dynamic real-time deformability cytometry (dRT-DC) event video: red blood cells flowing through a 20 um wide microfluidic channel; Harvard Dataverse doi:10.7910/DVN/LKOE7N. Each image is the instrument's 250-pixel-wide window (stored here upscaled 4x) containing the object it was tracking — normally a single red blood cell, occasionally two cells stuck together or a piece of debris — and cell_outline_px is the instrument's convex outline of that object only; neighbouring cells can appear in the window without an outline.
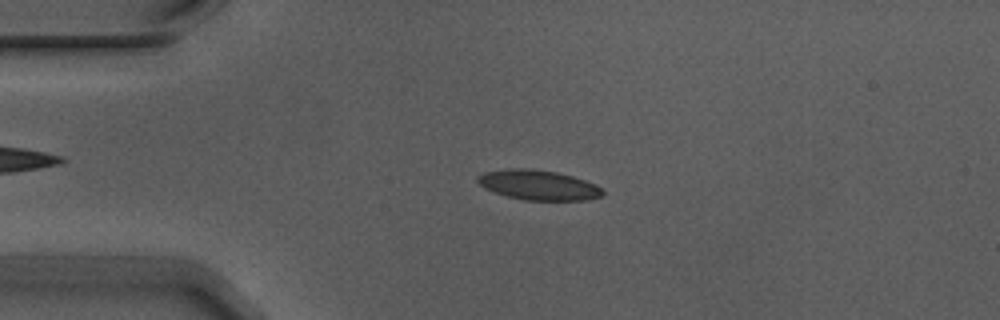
{"species": "Egyptian fruit bat (a non-hibernating species)", "species_latin": "Rousettus aegyptiacus", "temperature_condition": "warm", "stored_images_in_passage": 54, "camera_frame_rate_fps": 3000, "um_per_image_px": 0.085, "animal": {"sex": "male"}, "frame": {"image": 1, "passage_image": 12, "time_ms": 3.667, "image_size_px": [1000, 320], "cell_outline_px": [[604, 196], [588, 200], [524, 200], [508, 196], [484, 188], [476, 180], [476, 176], [484, 172], [512, 168], [524, 168], [556, 172], [572, 176], [596, 184], [604, 192]], "centroid_in_image_um": [45.78, 15.73], "position_along_channel_um": 39.2, "area_um2": 21.68}}
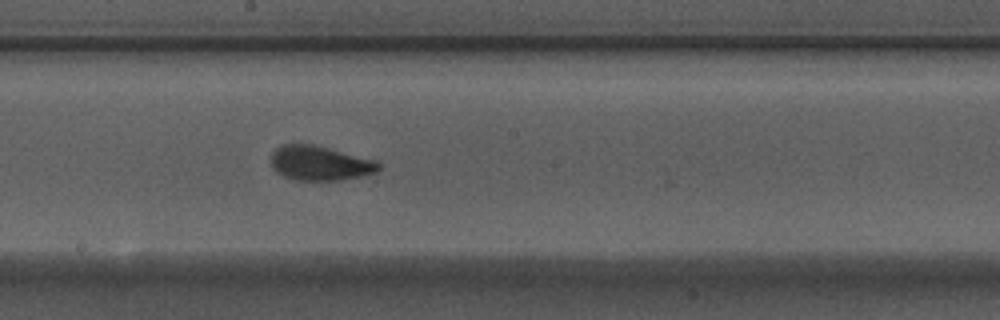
{"frame": {"image": 2, "passage_image": 29, "time_ms": 9.333, "image_size_px": [1000, 320], "cell_outline_px": [[380, 168], [376, 172], [360, 176], [340, 180], [296, 180], [284, 176], [276, 172], [272, 168], [272, 152], [276, 148], [284, 144], [312, 144], [376, 160], [380, 164]], "centroid_in_image_um": [27.18, 13.87], "position_along_channel_um": 221.0, "area_um2": 21.5}}
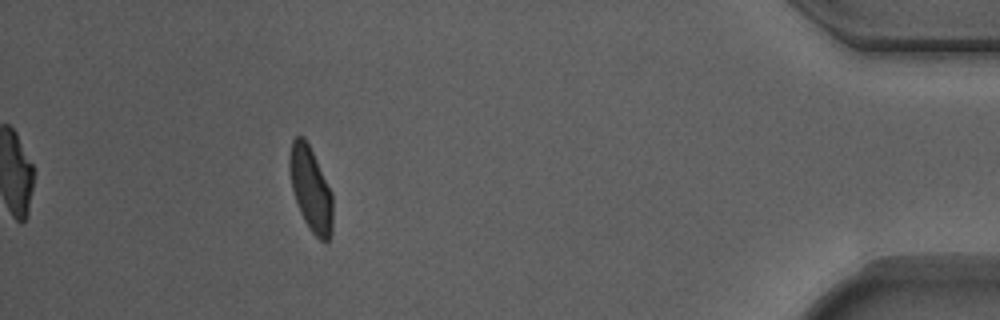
{"frame": {"image": 3, "passage_image": 49, "time_ms": 16.0, "image_size_px": [1000, 320], "cell_outline_px": [[332, 232], [328, 240], [324, 244], [312, 232], [304, 220], [300, 212], [292, 188], [288, 164], [288, 160], [292, 140], [296, 136], [304, 136], [332, 192]], "centroid_in_image_um": [26.41, 16.08], "position_along_channel_um": 408.8, "area_um2": 21.04}, "authors_computed_cell_mechanics": {"area_um2": 21.2415, "velocity_mm_per_s": 3.7069, "shape_relaxation_time_tau1_ms": 3.2881, "shape_relaxation_time_tau2_ms": 0.8032, "deformation_change_tau1": 0.1308, "deformation_change_tau2": 0.0763}}